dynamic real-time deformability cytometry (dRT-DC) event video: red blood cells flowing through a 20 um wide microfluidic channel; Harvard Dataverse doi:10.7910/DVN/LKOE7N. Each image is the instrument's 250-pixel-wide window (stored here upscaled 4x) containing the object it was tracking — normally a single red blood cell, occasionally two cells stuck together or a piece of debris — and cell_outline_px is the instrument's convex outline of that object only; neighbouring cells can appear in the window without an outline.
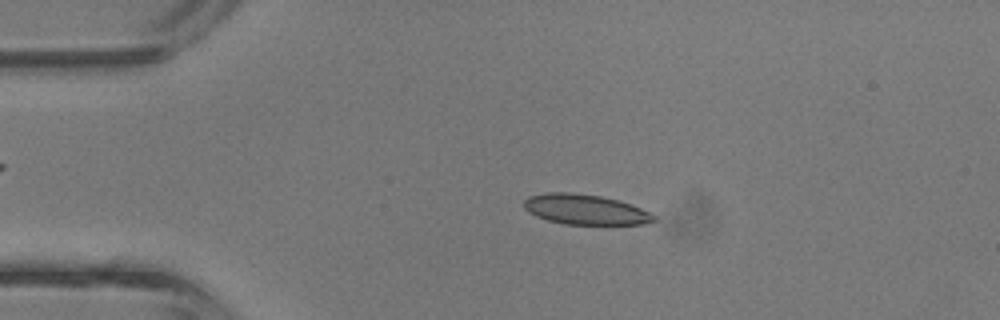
{"species": "common noctule bat (a hibernating species)", "species_latin": "Nyctalus noctula", "temperature_condition": "room temperature", "stored_images_in_passage": 37, "camera_frame_rate_fps": 3000, "um_per_image_px": 0.085, "animal": {"sex": "male", "body_mass_g": 13.3}, "frame": {"image": 1, "passage_image": 4, "time_ms": 1.0, "image_size_px": [1000, 320], "cell_outline_px": [[656, 220], [644, 224], [564, 224], [548, 220], [536, 216], [528, 212], [524, 208], [524, 200], [528, 196], [544, 192], [568, 192], [600, 196], [616, 200], [640, 208], [656, 216]], "centroid_in_image_um": [49.69, 17.8], "position_along_channel_um": 35.3, "area_um2": 22.66}}
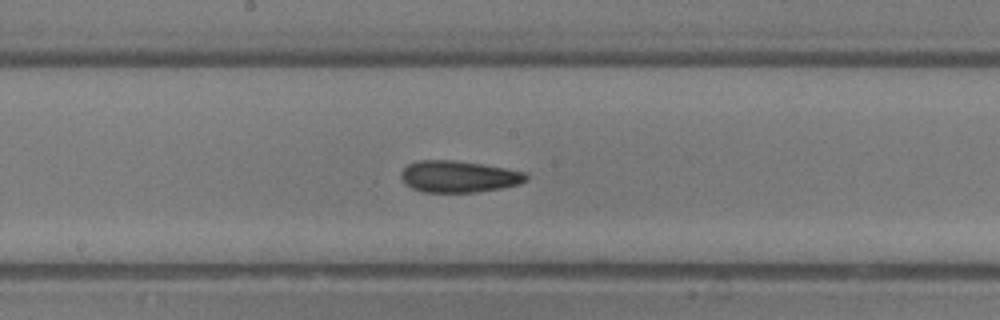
{"frame": {"image": 2, "passage_image": 17, "time_ms": 5.333, "image_size_px": [1000, 320], "cell_outline_px": [[528, 176], [520, 184], [504, 188], [476, 192], [420, 192], [404, 184], [400, 176], [400, 172], [408, 164], [420, 160], [452, 160], [480, 164], [504, 168], [524, 172]], "centroid_in_image_um": [38.94, 15.02], "position_along_channel_um": 209.3, "area_um2": 23.06}}
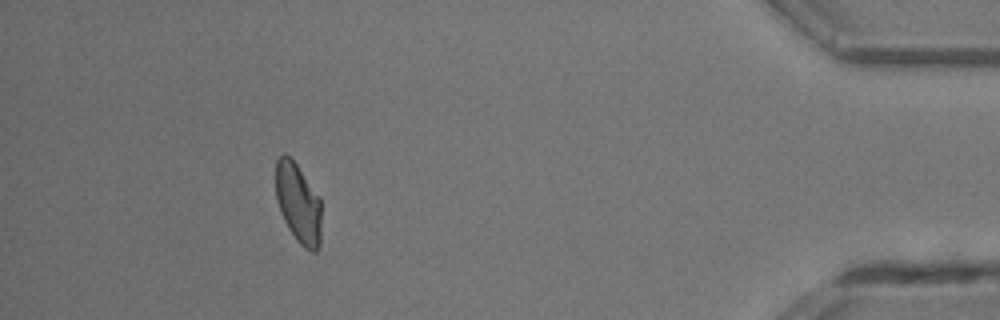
{"frame": {"image": 3, "passage_image": 33, "time_ms": 10.667, "image_size_px": [1000, 320], "cell_outline_px": [[320, 244], [316, 252], [312, 252], [304, 248], [296, 240], [288, 228], [280, 212], [276, 200], [276, 160], [284, 152], [296, 164], [320, 196]], "centroid_in_image_um": [25.35, 17.29], "position_along_channel_um": 409.9, "area_um2": 21.27}, "authors_computed_cell_mechanics": {"area_um2": 22.6576, "velocity_mm_per_s": 4.9104, "shape_relaxation_time_tau1_ms": 4.774, "shape_relaxation_time_tau2_ms": 1.8181, "deformation_change_tau1": 0.1247, "deformation_change_tau2": 0.0802}}